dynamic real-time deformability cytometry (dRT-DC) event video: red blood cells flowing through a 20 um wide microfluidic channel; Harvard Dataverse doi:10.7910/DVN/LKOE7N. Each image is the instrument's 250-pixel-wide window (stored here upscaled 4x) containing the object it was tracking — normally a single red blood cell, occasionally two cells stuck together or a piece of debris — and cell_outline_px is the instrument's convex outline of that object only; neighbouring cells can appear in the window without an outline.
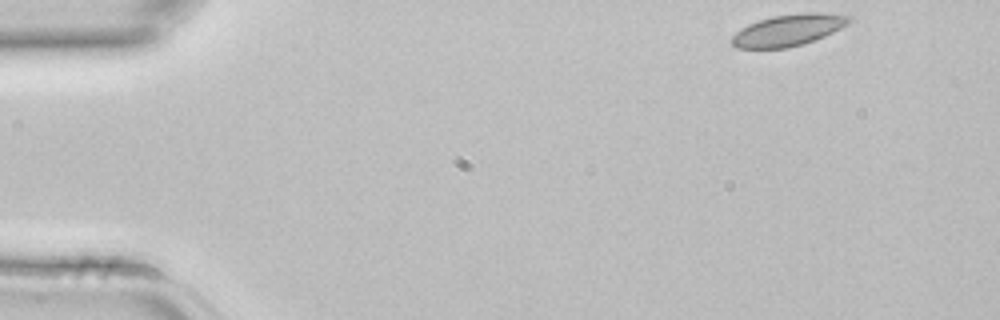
{"species": "common noctule bat (a hibernating species)", "species_latin": "Nyctalus noctula", "temperature_condition": "room temperature", "stored_images_in_passage": 3, "camera_frame_rate_fps": 3000, "um_per_image_px": 0.085, "animal": {"sex": "female", "body_mass_g": 22.7, "forearm_length_mm": 54.2}, "frame": {"image": 1, "passage_image": 1, "time_ms": 0.0, "image_size_px": [1000, 320], "cell_outline_px": [[852, 20], [848, 24], [824, 36], [788, 48], [736, 48], [728, 40], [740, 28], [748, 24], [772, 16], [804, 12], [820, 12], [852, 16]], "centroid_in_image_um": [66.98, 2.55], "position_along_channel_um": 18.0, "area_um2": 21.56}}
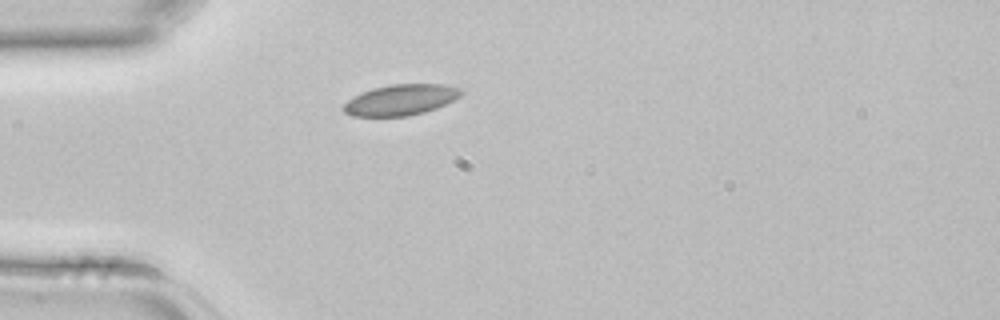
{"frame": {"image": 2, "passage_image": 3, "time_ms": 0.667, "image_size_px": [1000, 320], "cell_outline_px": [[464, 92], [460, 96], [436, 108], [424, 112], [408, 116], [352, 116], [344, 112], [344, 104], [348, 100], [372, 88], [392, 84], [444, 84], [460, 88]], "centroid_in_image_um": [34.09, 8.48], "position_along_channel_um": 50.9, "area_um2": 20.87}}